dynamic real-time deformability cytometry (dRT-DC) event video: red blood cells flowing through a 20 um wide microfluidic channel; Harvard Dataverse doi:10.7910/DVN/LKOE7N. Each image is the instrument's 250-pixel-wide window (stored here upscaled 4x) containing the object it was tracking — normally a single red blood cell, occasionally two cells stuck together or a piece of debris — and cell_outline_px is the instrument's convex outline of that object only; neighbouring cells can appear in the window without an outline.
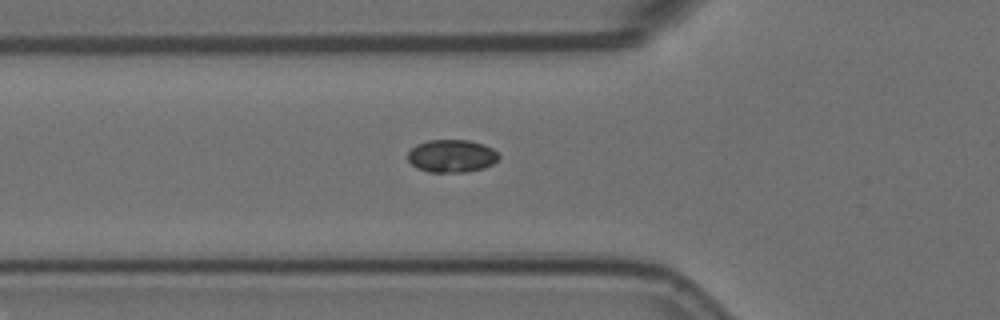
{"species": "Egyptian fruit bat (a non-hibernating species)", "species_latin": "Rousettus aegyptiacus", "temperature_condition": "room temperature", "stored_images_in_passage": 33, "camera_frame_rate_fps": 3000, "um_per_image_px": 0.085, "animal": {"sex": "female"}, "frame": {"image": 1, "passage_image": 2, "time_ms": 0.333, "image_size_px": [1000, 320], "cell_outline_px": [[500, 156], [492, 164], [484, 168], [464, 172], [428, 172], [416, 168], [408, 160], [408, 152], [416, 144], [428, 140], [468, 140], [484, 144], [492, 148]], "centroid_in_image_um": [38.38, 13.26], "position_along_channel_um": 87.4, "area_um2": 17.4}}
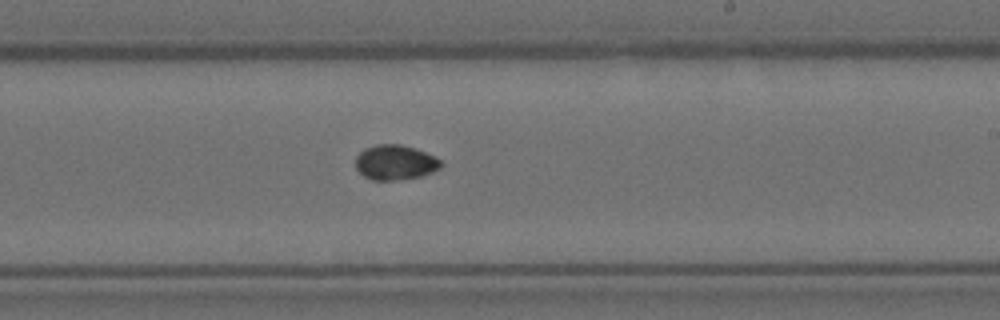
{"frame": {"image": 2, "passage_image": 16, "time_ms": 5.0, "image_size_px": [1000, 320], "cell_outline_px": [[444, 164], [440, 168], [432, 172], [420, 176], [392, 180], [372, 180], [364, 176], [356, 168], [356, 156], [364, 148], [376, 144], [400, 144], [416, 148], [440, 160]], "centroid_in_image_um": [33.58, 13.79], "position_along_channel_um": 255.4, "area_um2": 17.28}}
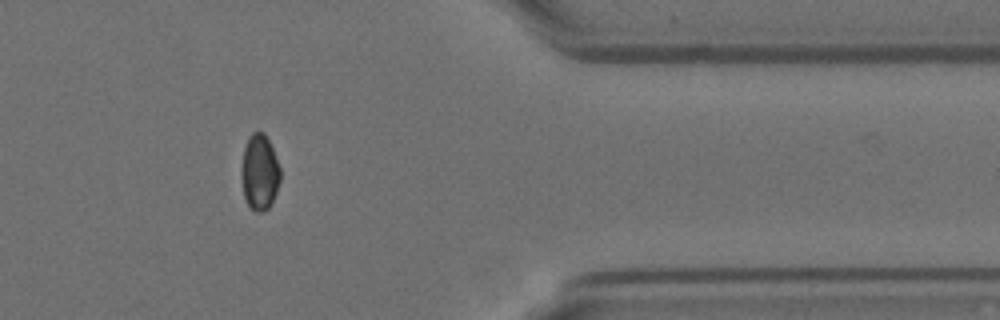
{"frame": {"image": 3, "passage_image": 29, "time_ms": 9.333, "image_size_px": [1000, 320], "cell_outline_px": [[280, 180], [276, 192], [268, 208], [264, 212], [256, 212], [248, 204], [244, 196], [244, 148], [248, 136], [252, 132], [264, 132], [272, 148], [280, 168]], "centroid_in_image_um": [22.11, 14.63], "position_along_channel_um": 389.3, "area_um2": 16.42}}